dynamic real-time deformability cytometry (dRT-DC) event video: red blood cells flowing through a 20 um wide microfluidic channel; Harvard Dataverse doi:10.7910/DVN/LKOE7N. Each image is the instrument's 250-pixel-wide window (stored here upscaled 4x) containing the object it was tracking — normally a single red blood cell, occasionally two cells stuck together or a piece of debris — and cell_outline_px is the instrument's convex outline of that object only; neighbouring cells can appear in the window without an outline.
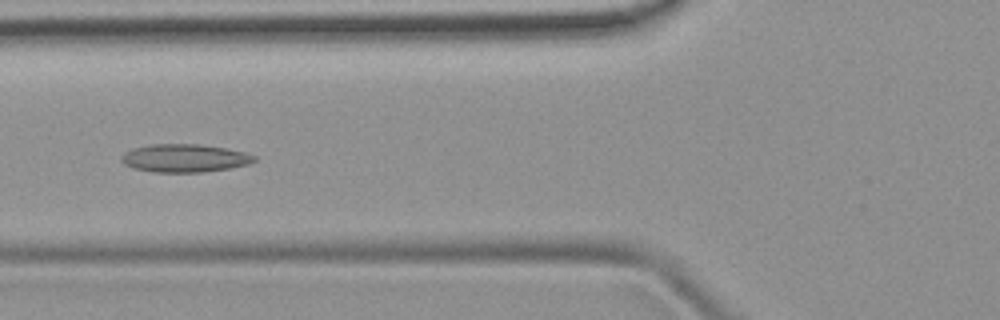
{"species": "common noctule bat (a hibernating species)", "species_latin": "Nyctalus noctula", "temperature_condition": "room temperature", "stored_images_in_passage": 5, "camera_frame_rate_fps": 3000, "um_per_image_px": 0.085, "animal": {"sex": "female", "body_mass_g": 19.9}, "frame": {"image": 1, "passage_image": 5, "time_ms": 4.667, "image_size_px": [1000, 320], "cell_outline_px": [[256, 160], [248, 164], [228, 168], [204, 172], [152, 172], [132, 168], [124, 164], [120, 160], [120, 156], [124, 152], [132, 148], [152, 144], [200, 144], [224, 148], [244, 152], [256, 156]], "centroid_in_image_um": [15.63, 13.44], "position_along_channel_um": 110.2, "area_um2": 21.79}}